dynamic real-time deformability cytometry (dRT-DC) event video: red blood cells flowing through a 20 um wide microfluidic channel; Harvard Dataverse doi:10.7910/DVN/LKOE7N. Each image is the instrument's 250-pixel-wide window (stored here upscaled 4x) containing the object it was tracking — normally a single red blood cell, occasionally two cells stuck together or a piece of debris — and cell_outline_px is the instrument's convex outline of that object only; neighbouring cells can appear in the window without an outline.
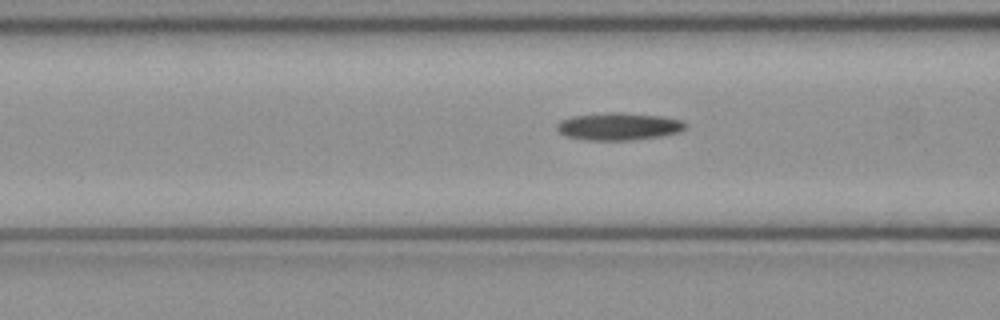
{"species": "common noctule bat (a hibernating species)", "species_latin": "Nyctalus noctula", "temperature_condition": "cold", "stored_images_in_passage": 51, "camera_frame_rate_fps": 3000, "um_per_image_px": 0.085, "animal": {"sex": "female", "body_mass_g": 21.9}, "frame": {"image": 1, "passage_image": 20, "time_ms": 6.333, "image_size_px": [1000, 320], "cell_outline_px": [[688, 128], [680, 132], [660, 136], [632, 140], [584, 140], [564, 136], [556, 128], [556, 124], [560, 120], [572, 116], [608, 112], [620, 112], [664, 116], [680, 120], [688, 124]], "centroid_in_image_um": [52.6, 10.74], "position_along_channel_um": 114.0, "area_um2": 20.87}}
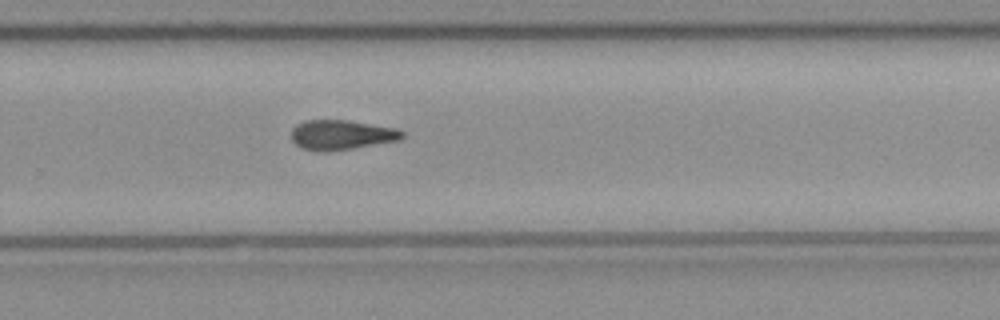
{"frame": {"image": 2, "passage_image": 34, "time_ms": 11.0, "image_size_px": [1000, 320], "cell_outline_px": [[404, 136], [400, 140], [328, 152], [320, 152], [300, 148], [292, 140], [292, 128], [296, 124], [304, 120], [344, 120], [396, 128], [404, 132]], "centroid_in_image_um": [28.99, 11.47], "position_along_channel_um": 300.8, "area_um2": 19.25}}
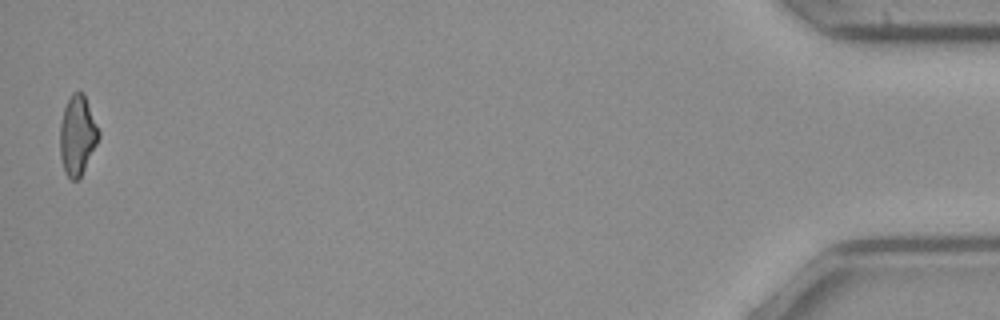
{"frame": {"image": 3, "passage_image": 51, "time_ms": 16.667, "image_size_px": [1000, 320], "cell_outline_px": [[100, 136], [80, 176], [76, 180], [72, 180], [64, 172], [60, 156], [60, 124], [64, 108], [72, 92], [84, 92], [100, 132]], "centroid_in_image_um": [6.57, 11.47], "position_along_channel_um": 428.6, "area_um2": 17.74}}